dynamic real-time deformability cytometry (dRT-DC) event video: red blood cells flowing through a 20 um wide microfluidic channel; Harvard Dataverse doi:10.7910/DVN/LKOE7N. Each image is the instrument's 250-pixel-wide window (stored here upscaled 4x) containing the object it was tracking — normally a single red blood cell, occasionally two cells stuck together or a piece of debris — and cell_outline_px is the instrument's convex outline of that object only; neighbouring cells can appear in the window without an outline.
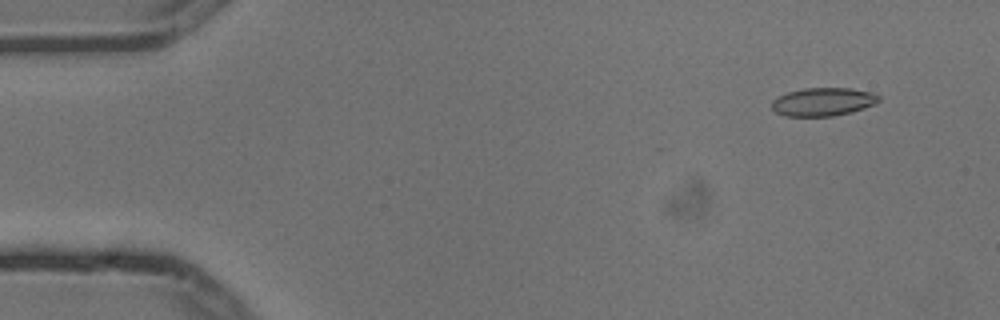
{"species": "common noctule bat (a hibernating species)", "species_latin": "Nyctalus noctula", "temperature_condition": "cold", "stored_images_in_passage": 5, "camera_frame_rate_fps": 3000, "um_per_image_px": 0.085, "animal": {"sex": "male", "body_mass_g": 13.3}, "frame": {"image": 1, "passage_image": 2, "time_ms": 0.333, "image_size_px": [1000, 320], "cell_outline_px": [[880, 100], [876, 104], [864, 108], [832, 116], [784, 116], [776, 112], [772, 108], [772, 100], [788, 92], [804, 88], [852, 88], [872, 92], [880, 96]], "centroid_in_image_um": [69.98, 8.65], "position_along_channel_um": 15.0, "area_um2": 17.57}}
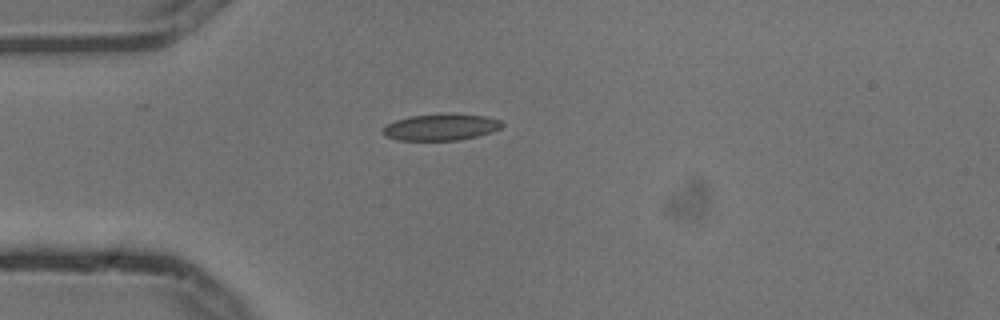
{"frame": {"image": 2, "passage_image": 5, "time_ms": 1.333, "image_size_px": [1000, 320], "cell_outline_px": [[504, 124], [500, 128], [492, 132], [460, 140], [396, 140], [384, 136], [380, 132], [388, 124], [396, 120], [412, 116], [448, 112], [452, 112], [484, 116], [500, 120]], "centroid_in_image_um": [37.48, 10.79], "position_along_channel_um": 47.5, "area_um2": 18.67}}